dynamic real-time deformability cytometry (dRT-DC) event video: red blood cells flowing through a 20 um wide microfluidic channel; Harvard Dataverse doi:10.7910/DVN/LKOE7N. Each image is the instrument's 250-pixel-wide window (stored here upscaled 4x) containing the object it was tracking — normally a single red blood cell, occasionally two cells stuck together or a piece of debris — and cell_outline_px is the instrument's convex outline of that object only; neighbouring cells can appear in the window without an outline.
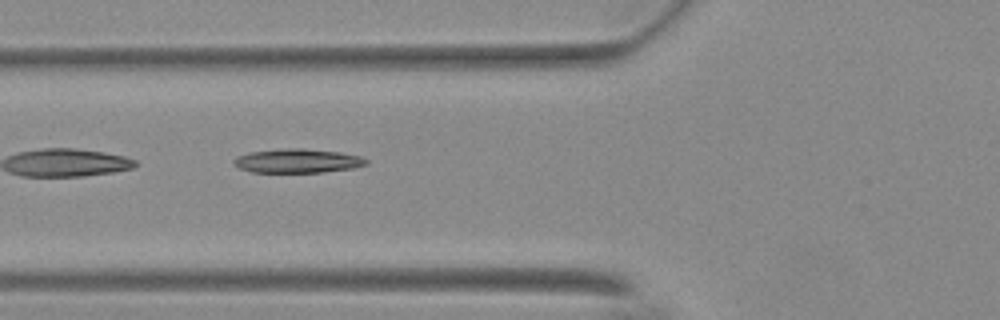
{"species": "Egyptian fruit bat (a non-hibernating species)", "species_latin": "Rousettus aegyptiacus", "temperature_condition": "warm", "stored_images_in_passage": 38, "camera_frame_rate_fps": 3000, "um_per_image_px": 0.085, "animal": {"sex": "female"}, "frame": {"image": 1, "passage_image": 11, "time_ms": 3.333, "image_size_px": [1000, 320], "cell_outline_px": [[368, 164], [356, 168], [324, 172], [252, 172], [240, 168], [232, 164], [232, 160], [236, 156], [248, 152], [284, 148], [304, 148], [340, 152], [360, 156], [368, 160]], "centroid_in_image_um": [25.29, 13.67], "position_along_channel_um": 100.5, "area_um2": 18.79}, "authors_computed_cell_mechanics": {"area_um2": 18.207, "velocity_mm_per_s": 3.7215, "shape_relaxation_time_tau1_ms": null, "shape_relaxation_time_tau2_ms": 2.465, "deformation_change_tau1": null, "deformation_change_tau2": 0.1061}}